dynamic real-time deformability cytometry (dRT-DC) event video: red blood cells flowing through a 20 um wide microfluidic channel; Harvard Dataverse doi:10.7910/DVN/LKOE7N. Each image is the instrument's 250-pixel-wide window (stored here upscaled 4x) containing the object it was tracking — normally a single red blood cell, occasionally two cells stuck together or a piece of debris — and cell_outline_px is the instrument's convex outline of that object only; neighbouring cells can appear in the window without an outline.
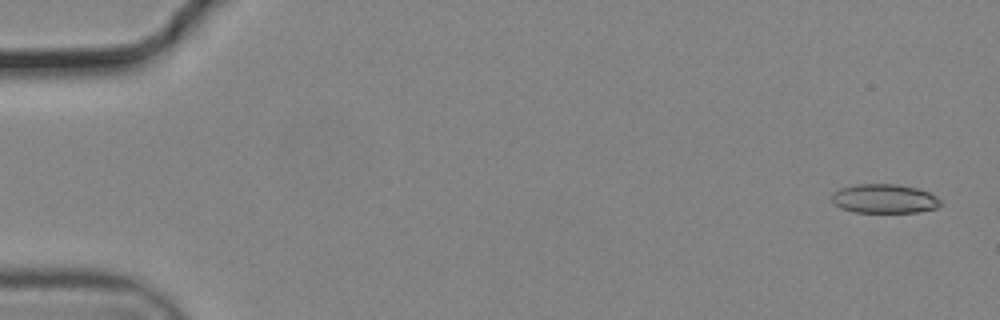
{"species": "common noctule bat (a hibernating species)", "species_latin": "Nyctalus noctula", "temperature_condition": "cold", "stored_images_in_passage": 8, "camera_frame_rate_fps": 3000, "um_per_image_px": 0.085, "animal": {"sex": "male", "body_mass_g": 19.2, "forearm_length_mm": 51.8}, "frame": {"image": 1, "passage_image": 2, "time_ms": 0.333, "image_size_px": [1000, 320], "cell_outline_px": [[944, 204], [936, 208], [916, 212], [852, 212], [840, 208], [832, 204], [832, 192], [840, 188], [856, 184], [896, 184], [916, 188], [928, 192], [936, 196]], "centroid_in_image_um": [75.14, 16.89], "position_along_channel_um": 9.9, "area_um2": 18.61}}